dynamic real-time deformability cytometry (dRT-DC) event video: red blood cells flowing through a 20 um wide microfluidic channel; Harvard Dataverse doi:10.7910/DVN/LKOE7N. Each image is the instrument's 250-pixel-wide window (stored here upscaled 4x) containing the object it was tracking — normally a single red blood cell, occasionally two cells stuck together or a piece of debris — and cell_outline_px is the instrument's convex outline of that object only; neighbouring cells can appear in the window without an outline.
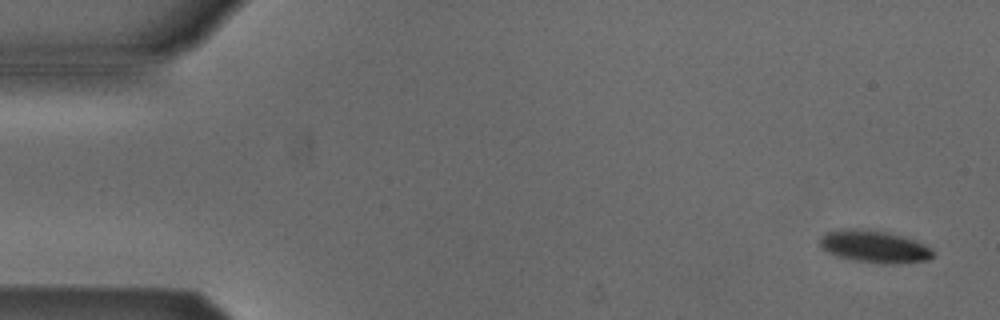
{"species": "Egyptian fruit bat (a non-hibernating species)", "species_latin": "Rousettus aegyptiacus", "temperature_condition": "cold", "stored_images_in_passage": 6, "camera_frame_rate_fps": 3000, "um_per_image_px": 0.085, "animal": {"sex": "male"}, "frame": {"image": 1, "passage_image": 1, "time_ms": 0.0, "image_size_px": [1000, 320], "cell_outline_px": [[932, 256], [928, 260], [892, 264], [884, 264], [856, 260], [836, 256], [820, 248], [820, 236], [824, 232], [848, 228], [856, 228], [888, 232], [904, 236], [916, 240], [932, 248]], "centroid_in_image_um": [74.3, 20.94], "position_along_channel_um": 10.7, "area_um2": 21.39}}
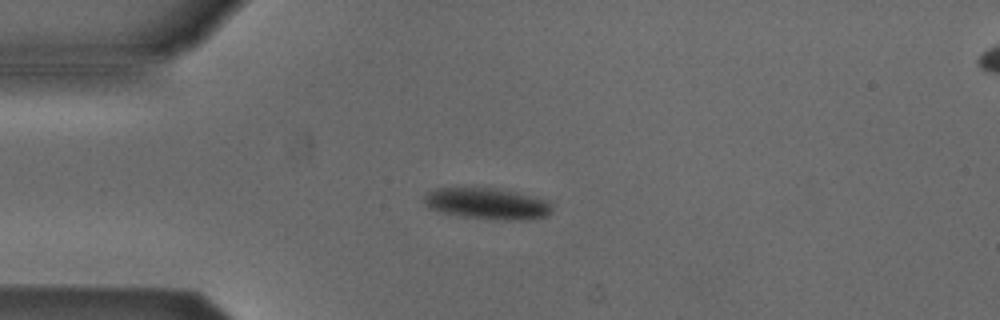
{"frame": {"image": 2, "passage_image": 4, "time_ms": 3.667, "image_size_px": [1000, 320], "cell_outline_px": [[552, 212], [544, 216], [528, 220], [504, 220], [460, 216], [440, 212], [428, 208], [424, 204], [424, 196], [428, 192], [436, 188], [496, 188], [516, 192], [548, 200], [552, 208]], "centroid_in_image_um": [41.4, 17.31], "position_along_channel_um": 43.6, "area_um2": 23.35}}